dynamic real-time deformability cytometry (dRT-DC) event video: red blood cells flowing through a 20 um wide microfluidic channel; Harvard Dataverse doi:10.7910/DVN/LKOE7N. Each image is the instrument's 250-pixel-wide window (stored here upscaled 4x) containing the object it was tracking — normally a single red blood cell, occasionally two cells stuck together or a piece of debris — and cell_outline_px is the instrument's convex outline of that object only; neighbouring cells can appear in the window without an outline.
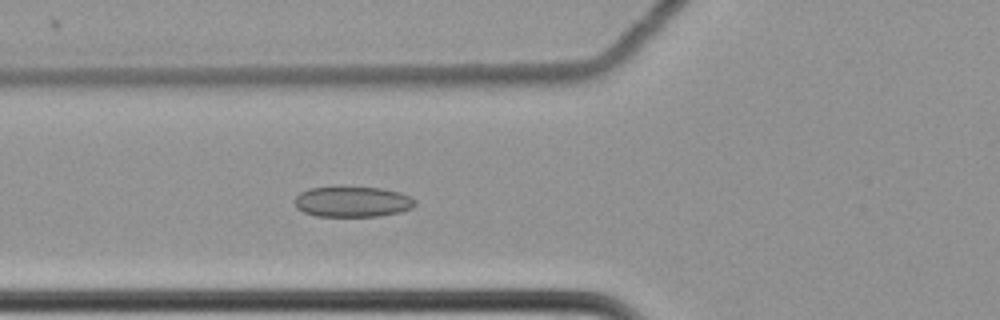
{"species": "common noctule bat (a hibernating species)", "species_latin": "Nyctalus noctula", "temperature_condition": "cold", "stored_images_in_passage": 62, "camera_frame_rate_fps": 3000, "um_per_image_px": 0.085, "animal": {"sex": "female", "body_mass_g": 22.7, "forearm_length_mm": 54.2}, "frame": {"image": 1, "passage_image": 25, "time_ms": 8.0, "image_size_px": [1000, 320], "cell_outline_px": [[416, 204], [412, 208], [400, 212], [380, 216], [316, 216], [304, 212], [296, 208], [296, 196], [300, 192], [308, 188], [380, 188], [400, 192], [412, 196], [416, 200]], "centroid_in_image_um": [30.01, 17.16], "position_along_channel_um": 95.8, "area_um2": 21.27}}
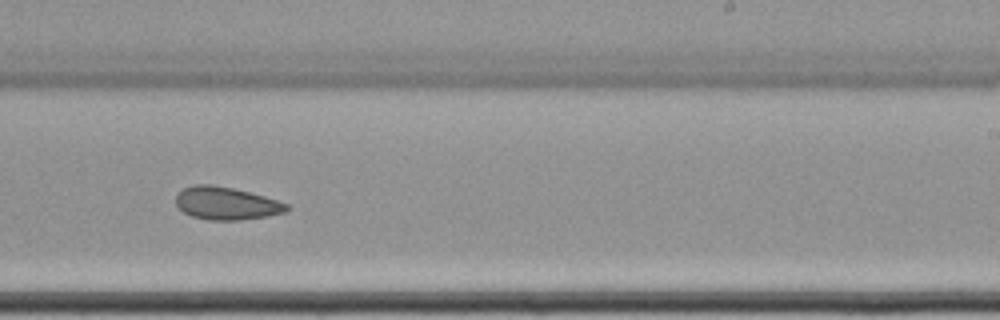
{"frame": {"image": 2, "passage_image": 40, "time_ms": 13.0, "image_size_px": [1000, 320], "cell_outline_px": [[288, 208], [284, 212], [268, 216], [240, 220], [208, 220], [192, 216], [184, 212], [176, 204], [176, 196], [184, 188], [192, 184], [212, 184], [232, 188], [264, 196], [288, 204]], "centroid_in_image_um": [19.21, 17.28], "position_along_channel_um": 269.8, "area_um2": 20.98}}
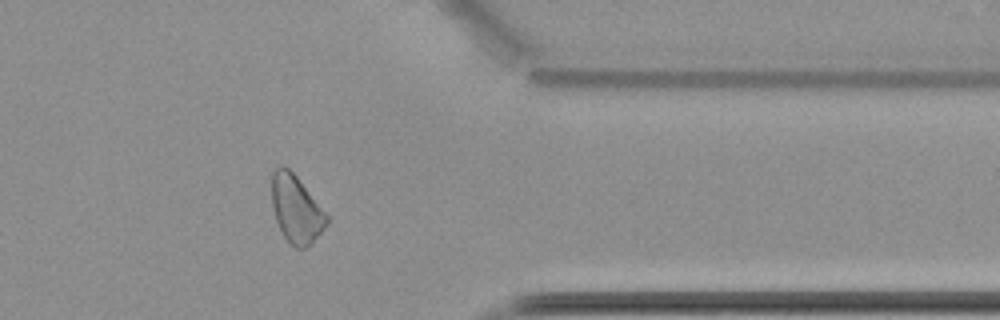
{"frame": {"image": 3, "passage_image": 51, "time_ms": 16.667, "image_size_px": [1000, 320], "cell_outline_px": [[328, 224], [312, 244], [304, 248], [296, 248], [280, 232], [276, 220], [272, 204], [272, 172], [280, 164], [284, 164], [296, 176], [328, 216]], "centroid_in_image_um": [25.16, 17.78], "position_along_channel_um": 386.2, "area_um2": 21.5}, "authors_computed_cell_mechanics": {"area_um2": 23.1778, "velocity_mm_per_s": 3.4792, "shape_relaxation_time_tau1_ms": null, "shape_relaxation_time_tau2_ms": 9.2135, "deformation_change_tau1": null, "deformation_change_tau2": 0.1314}}